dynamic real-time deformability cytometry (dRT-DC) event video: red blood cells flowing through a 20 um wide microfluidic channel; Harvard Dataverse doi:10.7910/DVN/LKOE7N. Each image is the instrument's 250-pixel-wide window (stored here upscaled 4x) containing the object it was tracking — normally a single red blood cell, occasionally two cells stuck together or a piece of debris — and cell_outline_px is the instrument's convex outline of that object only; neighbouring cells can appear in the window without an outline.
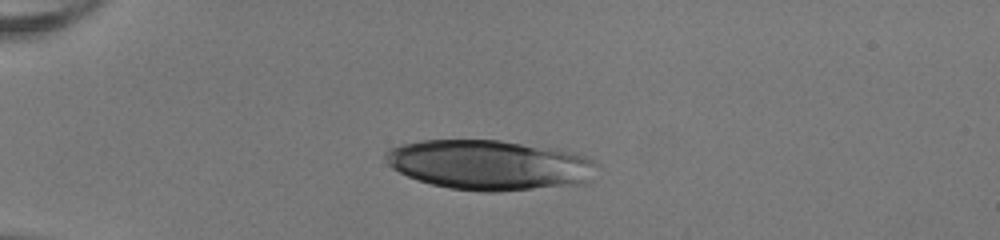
{"species": "human", "species_latin": "Homo sapiens", "temperature_condition": "room temperature", "stored_images_in_passage": 48, "camera_frame_rate_fps": 3000, "um_per_image_px": 0.085, "donor": {"sex": "female"}, "frame": {"image": 1, "passage_image": 14, "time_ms": 4.333, "image_size_px": [1000, 240], "cell_outline_px": [[596, 164], [588, 180], [584, 184], [496, 192], [484, 192], [448, 188], [416, 180], [392, 168], [388, 164], [384, 156], [384, 152], [388, 148], [400, 144], [420, 140], [500, 140], [560, 148], [588, 156], [596, 160]], "centroid_in_image_um": [41.6, 14.01], "position_along_channel_um": 43.4, "area_um2": 62.19}}
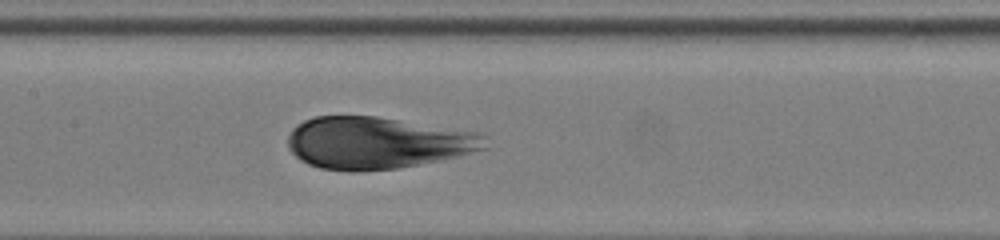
{"frame": {"image": 2, "passage_image": 27, "time_ms": 8.667, "image_size_px": [1000, 240], "cell_outline_px": [[488, 148], [456, 156], [420, 164], [396, 168], [320, 168], [308, 164], [300, 160], [288, 148], [288, 136], [292, 128], [296, 124], [304, 120], [316, 116], [376, 116], [476, 132], [488, 136]], "centroid_in_image_um": [32.08, 12.1], "position_along_channel_um": 175.3, "area_um2": 58.67}}
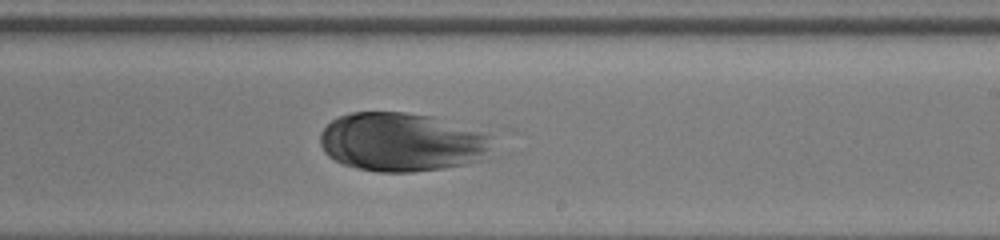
{"frame": {"image": 3, "passage_image": 33, "time_ms": 10.667, "image_size_px": [1000, 240], "cell_outline_px": [[492, 136], [488, 160], [444, 168], [412, 172], [380, 172], [356, 168], [344, 164], [328, 156], [324, 152], [320, 144], [320, 132], [332, 120], [340, 116], [352, 112], [404, 112], [432, 116]], "centroid_in_image_um": [34.15, 12.09], "position_along_channel_um": 254.8, "area_um2": 59.19}}